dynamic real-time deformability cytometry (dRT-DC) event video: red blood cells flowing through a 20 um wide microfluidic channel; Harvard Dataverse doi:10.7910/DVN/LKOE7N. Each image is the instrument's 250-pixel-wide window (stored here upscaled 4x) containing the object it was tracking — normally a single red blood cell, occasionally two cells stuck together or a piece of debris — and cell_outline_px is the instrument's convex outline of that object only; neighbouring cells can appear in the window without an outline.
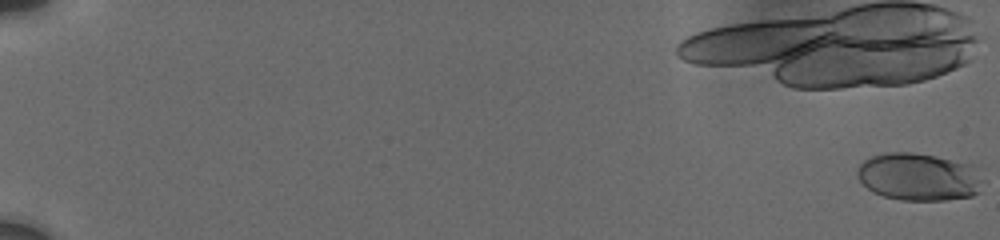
{"species": "human", "species_latin": "Homo sapiens", "temperature_condition": "cold", "stored_images_in_passage": 19, "camera_frame_rate_fps": 3000, "um_per_image_px": 0.085, "donor": {"sex": "male"}, "frame": {"image": 1, "passage_image": 1, "time_ms": 0.0, "image_size_px": [1000, 240], "cell_outline_px": [[980, 192], [972, 196], [944, 200], [900, 200], [884, 196], [872, 192], [860, 180], [856, 172], [860, 164], [864, 160], [872, 156], [884, 152], [912, 152], [936, 156], [972, 164], [976, 168]], "centroid_in_image_um": [78.05, 15.02], "position_along_channel_um": 7.0, "area_um2": 34.68}}
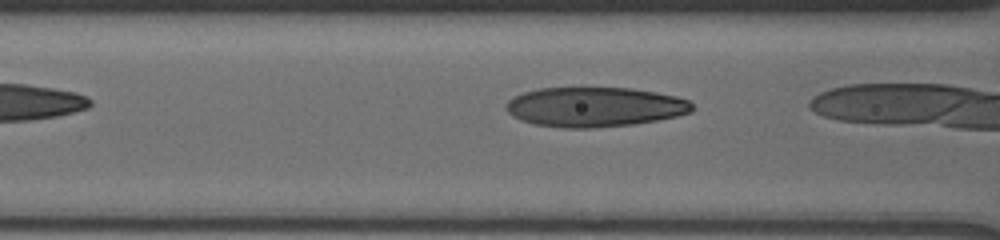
{"frame": {"image": 2, "passage_image": 16, "time_ms": 7.667, "image_size_px": [1000, 240], "cell_outline_px": [[696, 108], [692, 112], [676, 116], [656, 120], [632, 124], [592, 128], [564, 128], [536, 124], [520, 120], [512, 116], [504, 108], [508, 100], [512, 96], [524, 92], [540, 88], [584, 84], [632, 88], [656, 92], [676, 96], [688, 100]], "centroid_in_image_um": [50.51, 9.04], "position_along_channel_um": 116.1, "area_um2": 44.51}}